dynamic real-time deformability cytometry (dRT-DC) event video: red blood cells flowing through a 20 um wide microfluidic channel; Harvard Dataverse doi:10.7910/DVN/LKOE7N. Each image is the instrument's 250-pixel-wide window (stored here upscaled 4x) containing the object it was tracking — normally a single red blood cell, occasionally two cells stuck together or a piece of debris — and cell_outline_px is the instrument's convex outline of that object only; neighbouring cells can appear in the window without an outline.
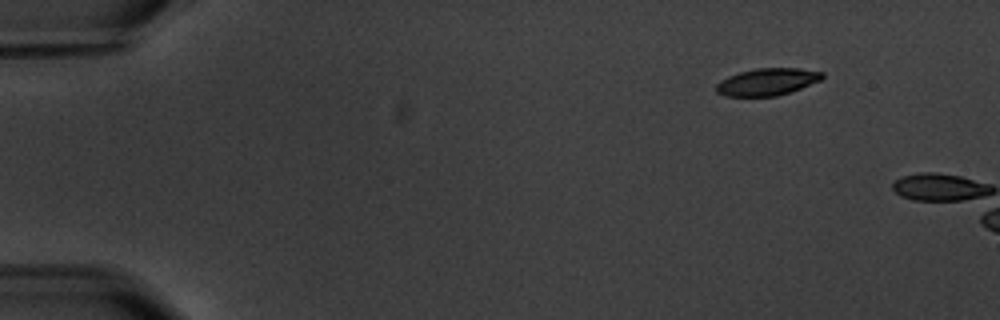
{"species": "common noctule bat (a hibernating species)", "species_latin": "Nyctalus noctula", "temperature_condition": "warm", "stored_images_in_passage": 2, "camera_frame_rate_fps": 3000, "um_per_image_px": 0.085, "animal": {"sex": "male", "body_mass_g": 20.1, "forearm_length_mm": 53.5}, "frame": {"image": 1, "passage_image": 1, "time_ms": 0.0, "image_size_px": [1000, 320], "cell_outline_px": [[824, 76], [820, 80], [800, 88], [776, 96], [724, 96], [716, 92], [716, 84], [720, 80], [728, 76], [740, 72], [756, 68], [800, 68], [824, 72]], "centroid_in_image_um": [65.19, 6.95], "position_along_channel_um": 19.8, "area_um2": 16.7}}